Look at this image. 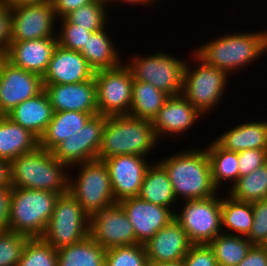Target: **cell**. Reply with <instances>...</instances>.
I'll use <instances>...</instances> for the list:
<instances>
[{
    "label": "cell",
    "instance_id": "obj_12",
    "mask_svg": "<svg viewBox=\"0 0 267 266\" xmlns=\"http://www.w3.org/2000/svg\"><path fill=\"white\" fill-rule=\"evenodd\" d=\"M107 116L94 115L77 133L60 142L52 150L53 156L71 168L97 160Z\"/></svg>",
    "mask_w": 267,
    "mask_h": 266
},
{
    "label": "cell",
    "instance_id": "obj_31",
    "mask_svg": "<svg viewBox=\"0 0 267 266\" xmlns=\"http://www.w3.org/2000/svg\"><path fill=\"white\" fill-rule=\"evenodd\" d=\"M226 195L223 194L221 204L222 232L246 237L253 225L252 203L237 201Z\"/></svg>",
    "mask_w": 267,
    "mask_h": 266
},
{
    "label": "cell",
    "instance_id": "obj_37",
    "mask_svg": "<svg viewBox=\"0 0 267 266\" xmlns=\"http://www.w3.org/2000/svg\"><path fill=\"white\" fill-rule=\"evenodd\" d=\"M105 266H149L145 246L133 244L106 249Z\"/></svg>",
    "mask_w": 267,
    "mask_h": 266
},
{
    "label": "cell",
    "instance_id": "obj_41",
    "mask_svg": "<svg viewBox=\"0 0 267 266\" xmlns=\"http://www.w3.org/2000/svg\"><path fill=\"white\" fill-rule=\"evenodd\" d=\"M267 163V149H247L238 152L239 177L248 175Z\"/></svg>",
    "mask_w": 267,
    "mask_h": 266
},
{
    "label": "cell",
    "instance_id": "obj_28",
    "mask_svg": "<svg viewBox=\"0 0 267 266\" xmlns=\"http://www.w3.org/2000/svg\"><path fill=\"white\" fill-rule=\"evenodd\" d=\"M138 197L152 204L168 207L174 212L175 206L180 207L176 205L178 200L169 175L158 161L151 163L147 168Z\"/></svg>",
    "mask_w": 267,
    "mask_h": 266
},
{
    "label": "cell",
    "instance_id": "obj_48",
    "mask_svg": "<svg viewBox=\"0 0 267 266\" xmlns=\"http://www.w3.org/2000/svg\"><path fill=\"white\" fill-rule=\"evenodd\" d=\"M125 3V5H126V3L127 4H133L134 6H142V7H144V6H146V7H151L152 9H154L155 8V5H158V4H162V1L161 0H110V2H109V5L110 6H112V4L114 5V4H118V3ZM153 6H154V8H153Z\"/></svg>",
    "mask_w": 267,
    "mask_h": 266
},
{
    "label": "cell",
    "instance_id": "obj_16",
    "mask_svg": "<svg viewBox=\"0 0 267 266\" xmlns=\"http://www.w3.org/2000/svg\"><path fill=\"white\" fill-rule=\"evenodd\" d=\"M102 161L109 170L115 201L138 197L146 170L152 162L137 155H116Z\"/></svg>",
    "mask_w": 267,
    "mask_h": 266
},
{
    "label": "cell",
    "instance_id": "obj_26",
    "mask_svg": "<svg viewBox=\"0 0 267 266\" xmlns=\"http://www.w3.org/2000/svg\"><path fill=\"white\" fill-rule=\"evenodd\" d=\"M115 44L107 32V27H105L93 32L88 37L86 45L83 46L80 53L94 71L112 69L124 62V59L121 58V52Z\"/></svg>",
    "mask_w": 267,
    "mask_h": 266
},
{
    "label": "cell",
    "instance_id": "obj_4",
    "mask_svg": "<svg viewBox=\"0 0 267 266\" xmlns=\"http://www.w3.org/2000/svg\"><path fill=\"white\" fill-rule=\"evenodd\" d=\"M68 170L51 151L38 146L11 162V184L13 188L47 190L61 195L68 192Z\"/></svg>",
    "mask_w": 267,
    "mask_h": 266
},
{
    "label": "cell",
    "instance_id": "obj_20",
    "mask_svg": "<svg viewBox=\"0 0 267 266\" xmlns=\"http://www.w3.org/2000/svg\"><path fill=\"white\" fill-rule=\"evenodd\" d=\"M94 72L79 51L57 44L42 79L43 84H74L91 80Z\"/></svg>",
    "mask_w": 267,
    "mask_h": 266
},
{
    "label": "cell",
    "instance_id": "obj_23",
    "mask_svg": "<svg viewBox=\"0 0 267 266\" xmlns=\"http://www.w3.org/2000/svg\"><path fill=\"white\" fill-rule=\"evenodd\" d=\"M232 127L213 139L221 148L234 152L247 149H267L266 120L254 121L251 119V121Z\"/></svg>",
    "mask_w": 267,
    "mask_h": 266
},
{
    "label": "cell",
    "instance_id": "obj_18",
    "mask_svg": "<svg viewBox=\"0 0 267 266\" xmlns=\"http://www.w3.org/2000/svg\"><path fill=\"white\" fill-rule=\"evenodd\" d=\"M200 117L204 118V115L181 94L170 96L166 100L153 119L152 125L160 142L167 135L178 138L185 136L186 131L192 129Z\"/></svg>",
    "mask_w": 267,
    "mask_h": 266
},
{
    "label": "cell",
    "instance_id": "obj_8",
    "mask_svg": "<svg viewBox=\"0 0 267 266\" xmlns=\"http://www.w3.org/2000/svg\"><path fill=\"white\" fill-rule=\"evenodd\" d=\"M126 59L134 81L152 84L169 96L181 95L184 68L187 60L170 53L157 51L153 54H136ZM181 58V59H180Z\"/></svg>",
    "mask_w": 267,
    "mask_h": 266
},
{
    "label": "cell",
    "instance_id": "obj_22",
    "mask_svg": "<svg viewBox=\"0 0 267 266\" xmlns=\"http://www.w3.org/2000/svg\"><path fill=\"white\" fill-rule=\"evenodd\" d=\"M149 264L182 260L192 243L180 224L173 219L145 245Z\"/></svg>",
    "mask_w": 267,
    "mask_h": 266
},
{
    "label": "cell",
    "instance_id": "obj_30",
    "mask_svg": "<svg viewBox=\"0 0 267 266\" xmlns=\"http://www.w3.org/2000/svg\"><path fill=\"white\" fill-rule=\"evenodd\" d=\"M105 252L90 236L57 249V266H105Z\"/></svg>",
    "mask_w": 267,
    "mask_h": 266
},
{
    "label": "cell",
    "instance_id": "obj_9",
    "mask_svg": "<svg viewBox=\"0 0 267 266\" xmlns=\"http://www.w3.org/2000/svg\"><path fill=\"white\" fill-rule=\"evenodd\" d=\"M89 215L68 191L59 195L42 239L55 249L80 242L89 236Z\"/></svg>",
    "mask_w": 267,
    "mask_h": 266
},
{
    "label": "cell",
    "instance_id": "obj_44",
    "mask_svg": "<svg viewBox=\"0 0 267 266\" xmlns=\"http://www.w3.org/2000/svg\"><path fill=\"white\" fill-rule=\"evenodd\" d=\"M12 186L0 188V231L9 230Z\"/></svg>",
    "mask_w": 267,
    "mask_h": 266
},
{
    "label": "cell",
    "instance_id": "obj_47",
    "mask_svg": "<svg viewBox=\"0 0 267 266\" xmlns=\"http://www.w3.org/2000/svg\"><path fill=\"white\" fill-rule=\"evenodd\" d=\"M5 186H12L11 162L0 158V188Z\"/></svg>",
    "mask_w": 267,
    "mask_h": 266
},
{
    "label": "cell",
    "instance_id": "obj_33",
    "mask_svg": "<svg viewBox=\"0 0 267 266\" xmlns=\"http://www.w3.org/2000/svg\"><path fill=\"white\" fill-rule=\"evenodd\" d=\"M208 245L214 252L218 266H237L253 246L245 236L231 235L223 232Z\"/></svg>",
    "mask_w": 267,
    "mask_h": 266
},
{
    "label": "cell",
    "instance_id": "obj_29",
    "mask_svg": "<svg viewBox=\"0 0 267 266\" xmlns=\"http://www.w3.org/2000/svg\"><path fill=\"white\" fill-rule=\"evenodd\" d=\"M205 149L210 161L211 175L215 187L221 190V186L226 184L227 189L231 188L239 178L238 152L225 150L214 140L207 144ZM227 184H230V186H227Z\"/></svg>",
    "mask_w": 267,
    "mask_h": 266
},
{
    "label": "cell",
    "instance_id": "obj_1",
    "mask_svg": "<svg viewBox=\"0 0 267 266\" xmlns=\"http://www.w3.org/2000/svg\"><path fill=\"white\" fill-rule=\"evenodd\" d=\"M193 51L208 65L232 76L231 73H240L267 54V29L259 32L233 31L209 40Z\"/></svg>",
    "mask_w": 267,
    "mask_h": 266
},
{
    "label": "cell",
    "instance_id": "obj_17",
    "mask_svg": "<svg viewBox=\"0 0 267 266\" xmlns=\"http://www.w3.org/2000/svg\"><path fill=\"white\" fill-rule=\"evenodd\" d=\"M129 218L137 239V244L145 245L161 228L175 219V212L140 199L130 197L118 202Z\"/></svg>",
    "mask_w": 267,
    "mask_h": 266
},
{
    "label": "cell",
    "instance_id": "obj_35",
    "mask_svg": "<svg viewBox=\"0 0 267 266\" xmlns=\"http://www.w3.org/2000/svg\"><path fill=\"white\" fill-rule=\"evenodd\" d=\"M107 8H110L109 3L103 0H95L88 5L71 11L65 18L70 23L79 25V27L91 32H96L108 27L107 22L111 17L108 16Z\"/></svg>",
    "mask_w": 267,
    "mask_h": 266
},
{
    "label": "cell",
    "instance_id": "obj_42",
    "mask_svg": "<svg viewBox=\"0 0 267 266\" xmlns=\"http://www.w3.org/2000/svg\"><path fill=\"white\" fill-rule=\"evenodd\" d=\"M183 261L185 266H218L214 252L208 244H192Z\"/></svg>",
    "mask_w": 267,
    "mask_h": 266
},
{
    "label": "cell",
    "instance_id": "obj_13",
    "mask_svg": "<svg viewBox=\"0 0 267 266\" xmlns=\"http://www.w3.org/2000/svg\"><path fill=\"white\" fill-rule=\"evenodd\" d=\"M12 9L11 42L57 38V18L50 0L22 4Z\"/></svg>",
    "mask_w": 267,
    "mask_h": 266
},
{
    "label": "cell",
    "instance_id": "obj_5",
    "mask_svg": "<svg viewBox=\"0 0 267 266\" xmlns=\"http://www.w3.org/2000/svg\"><path fill=\"white\" fill-rule=\"evenodd\" d=\"M190 52L192 56V59L189 58L190 62L194 63L186 62L182 95L204 116H207L215 106L218 109V104L228 91L226 89L231 76L221 69L208 65L194 51Z\"/></svg>",
    "mask_w": 267,
    "mask_h": 266
},
{
    "label": "cell",
    "instance_id": "obj_19",
    "mask_svg": "<svg viewBox=\"0 0 267 266\" xmlns=\"http://www.w3.org/2000/svg\"><path fill=\"white\" fill-rule=\"evenodd\" d=\"M53 112L98 113L94 77L74 84H43Z\"/></svg>",
    "mask_w": 267,
    "mask_h": 266
},
{
    "label": "cell",
    "instance_id": "obj_40",
    "mask_svg": "<svg viewBox=\"0 0 267 266\" xmlns=\"http://www.w3.org/2000/svg\"><path fill=\"white\" fill-rule=\"evenodd\" d=\"M253 225L247 239L253 245H267V198L252 202Z\"/></svg>",
    "mask_w": 267,
    "mask_h": 266
},
{
    "label": "cell",
    "instance_id": "obj_25",
    "mask_svg": "<svg viewBox=\"0 0 267 266\" xmlns=\"http://www.w3.org/2000/svg\"><path fill=\"white\" fill-rule=\"evenodd\" d=\"M39 139L29 130L0 115V158L12 162L21 154L35 150Z\"/></svg>",
    "mask_w": 267,
    "mask_h": 266
},
{
    "label": "cell",
    "instance_id": "obj_39",
    "mask_svg": "<svg viewBox=\"0 0 267 266\" xmlns=\"http://www.w3.org/2000/svg\"><path fill=\"white\" fill-rule=\"evenodd\" d=\"M57 21L61 23L57 29L58 44L66 49L80 52L93 32L70 23L65 17Z\"/></svg>",
    "mask_w": 267,
    "mask_h": 266
},
{
    "label": "cell",
    "instance_id": "obj_46",
    "mask_svg": "<svg viewBox=\"0 0 267 266\" xmlns=\"http://www.w3.org/2000/svg\"><path fill=\"white\" fill-rule=\"evenodd\" d=\"M237 266H267V246L253 245Z\"/></svg>",
    "mask_w": 267,
    "mask_h": 266
},
{
    "label": "cell",
    "instance_id": "obj_6",
    "mask_svg": "<svg viewBox=\"0 0 267 266\" xmlns=\"http://www.w3.org/2000/svg\"><path fill=\"white\" fill-rule=\"evenodd\" d=\"M59 195L47 190L13 188L9 230L29 238H41Z\"/></svg>",
    "mask_w": 267,
    "mask_h": 266
},
{
    "label": "cell",
    "instance_id": "obj_38",
    "mask_svg": "<svg viewBox=\"0 0 267 266\" xmlns=\"http://www.w3.org/2000/svg\"><path fill=\"white\" fill-rule=\"evenodd\" d=\"M28 239L14 231H0V266H18Z\"/></svg>",
    "mask_w": 267,
    "mask_h": 266
},
{
    "label": "cell",
    "instance_id": "obj_50",
    "mask_svg": "<svg viewBox=\"0 0 267 266\" xmlns=\"http://www.w3.org/2000/svg\"><path fill=\"white\" fill-rule=\"evenodd\" d=\"M149 266H185V263L182 259L175 262H161V263L149 264Z\"/></svg>",
    "mask_w": 267,
    "mask_h": 266
},
{
    "label": "cell",
    "instance_id": "obj_15",
    "mask_svg": "<svg viewBox=\"0 0 267 266\" xmlns=\"http://www.w3.org/2000/svg\"><path fill=\"white\" fill-rule=\"evenodd\" d=\"M89 236L104 249L137 244L134 228L118 203L90 216Z\"/></svg>",
    "mask_w": 267,
    "mask_h": 266
},
{
    "label": "cell",
    "instance_id": "obj_21",
    "mask_svg": "<svg viewBox=\"0 0 267 266\" xmlns=\"http://www.w3.org/2000/svg\"><path fill=\"white\" fill-rule=\"evenodd\" d=\"M57 44V38L15 41L3 57L12 65L43 77Z\"/></svg>",
    "mask_w": 267,
    "mask_h": 266
},
{
    "label": "cell",
    "instance_id": "obj_43",
    "mask_svg": "<svg viewBox=\"0 0 267 266\" xmlns=\"http://www.w3.org/2000/svg\"><path fill=\"white\" fill-rule=\"evenodd\" d=\"M12 34V9L0 3V57L8 51Z\"/></svg>",
    "mask_w": 267,
    "mask_h": 266
},
{
    "label": "cell",
    "instance_id": "obj_3",
    "mask_svg": "<svg viewBox=\"0 0 267 266\" xmlns=\"http://www.w3.org/2000/svg\"><path fill=\"white\" fill-rule=\"evenodd\" d=\"M159 143L152 121L130 114L109 116L102 133L97 160L116 155L148 157L155 152Z\"/></svg>",
    "mask_w": 267,
    "mask_h": 266
},
{
    "label": "cell",
    "instance_id": "obj_49",
    "mask_svg": "<svg viewBox=\"0 0 267 266\" xmlns=\"http://www.w3.org/2000/svg\"><path fill=\"white\" fill-rule=\"evenodd\" d=\"M47 0H0V3L6 4L9 7H15L22 4L41 3Z\"/></svg>",
    "mask_w": 267,
    "mask_h": 266
},
{
    "label": "cell",
    "instance_id": "obj_24",
    "mask_svg": "<svg viewBox=\"0 0 267 266\" xmlns=\"http://www.w3.org/2000/svg\"><path fill=\"white\" fill-rule=\"evenodd\" d=\"M52 115V105L43 90L37 96L18 104L6 116L39 139L50 123Z\"/></svg>",
    "mask_w": 267,
    "mask_h": 266
},
{
    "label": "cell",
    "instance_id": "obj_45",
    "mask_svg": "<svg viewBox=\"0 0 267 266\" xmlns=\"http://www.w3.org/2000/svg\"><path fill=\"white\" fill-rule=\"evenodd\" d=\"M57 20L64 18L71 11L88 5L95 0H50Z\"/></svg>",
    "mask_w": 267,
    "mask_h": 266
},
{
    "label": "cell",
    "instance_id": "obj_10",
    "mask_svg": "<svg viewBox=\"0 0 267 266\" xmlns=\"http://www.w3.org/2000/svg\"><path fill=\"white\" fill-rule=\"evenodd\" d=\"M205 198L185 200L175 210V220L187 233L192 244H209L222 233V193ZM219 197V198H218ZM178 209L180 210L178 212Z\"/></svg>",
    "mask_w": 267,
    "mask_h": 266
},
{
    "label": "cell",
    "instance_id": "obj_2",
    "mask_svg": "<svg viewBox=\"0 0 267 266\" xmlns=\"http://www.w3.org/2000/svg\"><path fill=\"white\" fill-rule=\"evenodd\" d=\"M157 161L167 171L178 203L209 198L220 192L213 183L210 161L203 146L184 148Z\"/></svg>",
    "mask_w": 267,
    "mask_h": 266
},
{
    "label": "cell",
    "instance_id": "obj_11",
    "mask_svg": "<svg viewBox=\"0 0 267 266\" xmlns=\"http://www.w3.org/2000/svg\"><path fill=\"white\" fill-rule=\"evenodd\" d=\"M98 114L114 116L129 114L134 79L125 61L112 69L94 72Z\"/></svg>",
    "mask_w": 267,
    "mask_h": 266
},
{
    "label": "cell",
    "instance_id": "obj_14",
    "mask_svg": "<svg viewBox=\"0 0 267 266\" xmlns=\"http://www.w3.org/2000/svg\"><path fill=\"white\" fill-rule=\"evenodd\" d=\"M0 115H7L18 104L44 90L41 76L18 68L0 57Z\"/></svg>",
    "mask_w": 267,
    "mask_h": 266
},
{
    "label": "cell",
    "instance_id": "obj_36",
    "mask_svg": "<svg viewBox=\"0 0 267 266\" xmlns=\"http://www.w3.org/2000/svg\"><path fill=\"white\" fill-rule=\"evenodd\" d=\"M18 266H57V249L42 238H29Z\"/></svg>",
    "mask_w": 267,
    "mask_h": 266
},
{
    "label": "cell",
    "instance_id": "obj_32",
    "mask_svg": "<svg viewBox=\"0 0 267 266\" xmlns=\"http://www.w3.org/2000/svg\"><path fill=\"white\" fill-rule=\"evenodd\" d=\"M169 97L168 94L152 84L134 81L129 114L140 119L153 121Z\"/></svg>",
    "mask_w": 267,
    "mask_h": 266
},
{
    "label": "cell",
    "instance_id": "obj_34",
    "mask_svg": "<svg viewBox=\"0 0 267 266\" xmlns=\"http://www.w3.org/2000/svg\"><path fill=\"white\" fill-rule=\"evenodd\" d=\"M234 200L255 202L267 198V163L248 175L239 177L237 182L226 191Z\"/></svg>",
    "mask_w": 267,
    "mask_h": 266
},
{
    "label": "cell",
    "instance_id": "obj_7",
    "mask_svg": "<svg viewBox=\"0 0 267 266\" xmlns=\"http://www.w3.org/2000/svg\"><path fill=\"white\" fill-rule=\"evenodd\" d=\"M69 169L77 171V174L74 172L73 177L69 170L68 191L89 217L117 203L111 187L109 170L104 161L84 162Z\"/></svg>",
    "mask_w": 267,
    "mask_h": 266
},
{
    "label": "cell",
    "instance_id": "obj_27",
    "mask_svg": "<svg viewBox=\"0 0 267 266\" xmlns=\"http://www.w3.org/2000/svg\"><path fill=\"white\" fill-rule=\"evenodd\" d=\"M97 114L78 111L53 112L50 123L39 138V146L51 151L60 142L77 133Z\"/></svg>",
    "mask_w": 267,
    "mask_h": 266
}]
</instances>
